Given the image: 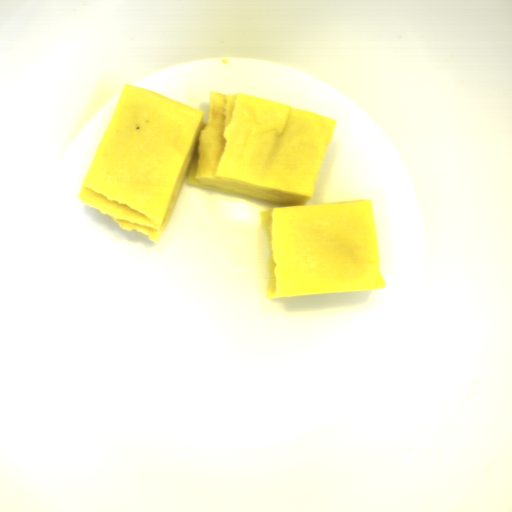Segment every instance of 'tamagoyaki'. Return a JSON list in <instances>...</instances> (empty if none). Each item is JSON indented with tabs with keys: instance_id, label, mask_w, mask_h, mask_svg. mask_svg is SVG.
<instances>
[{
	"instance_id": "81b7327e",
	"label": "tamagoyaki",
	"mask_w": 512,
	"mask_h": 512,
	"mask_svg": "<svg viewBox=\"0 0 512 512\" xmlns=\"http://www.w3.org/2000/svg\"><path fill=\"white\" fill-rule=\"evenodd\" d=\"M337 119L244 92L203 111L123 85L77 194L157 244L185 184L275 205L261 212L270 299L388 286L371 200L307 203Z\"/></svg>"
}]
</instances>
